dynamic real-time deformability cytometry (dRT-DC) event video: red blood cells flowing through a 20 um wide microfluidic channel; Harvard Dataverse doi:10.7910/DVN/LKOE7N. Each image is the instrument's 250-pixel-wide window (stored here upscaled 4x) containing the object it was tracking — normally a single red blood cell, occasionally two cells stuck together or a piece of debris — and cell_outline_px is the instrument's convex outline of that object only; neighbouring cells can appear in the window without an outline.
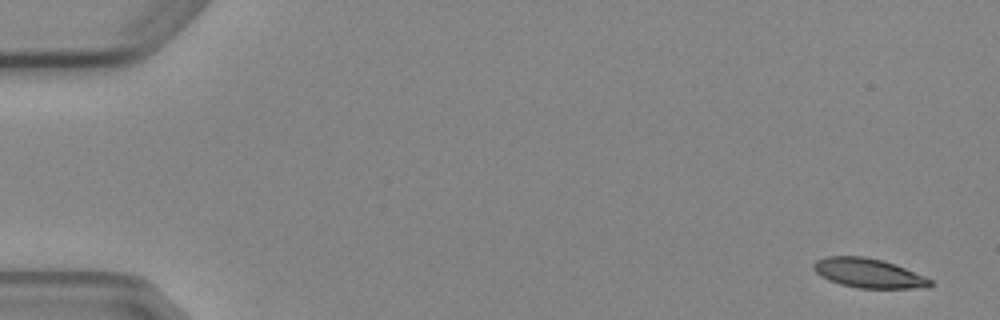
{"species": "Egyptian fruit bat (a non-hibernating species)", "species_latin": "Rousettus aegyptiacus", "temperature_condition": "cold", "stored_images_in_passage": 4, "camera_frame_rate_fps": 3000, "um_per_image_px": 0.085, "animal": {"sex": "female"}, "frame": {"image": 1, "passage_image": 1, "time_ms": 0.0, "image_size_px": [1000, 320], "cell_outline_px": [[932, 284], [928, 288], [856, 288], [840, 284], [828, 280], [820, 276], [812, 268], [812, 264], [816, 260], [828, 256], [864, 256], [896, 264], [924, 276], [932, 280]], "centroid_in_image_um": [73.8, 23.22], "position_along_channel_um": 11.2, "area_um2": 20.06}}